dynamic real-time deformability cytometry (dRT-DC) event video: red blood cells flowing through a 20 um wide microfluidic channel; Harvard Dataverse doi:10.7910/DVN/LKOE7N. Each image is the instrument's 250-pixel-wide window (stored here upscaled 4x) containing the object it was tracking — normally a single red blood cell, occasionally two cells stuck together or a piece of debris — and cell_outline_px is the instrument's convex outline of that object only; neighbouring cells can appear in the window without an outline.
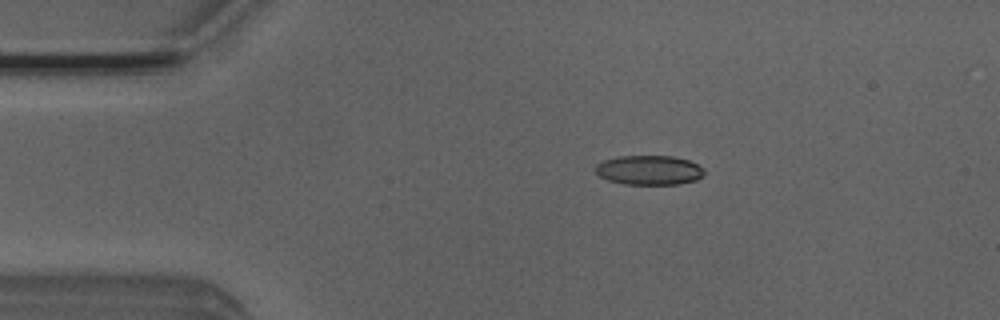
{"species": "Egyptian fruit bat (a non-hibernating species)", "species_latin": "Rousettus aegyptiacus", "temperature_condition": "room temperature", "stored_images_in_passage": 3, "camera_frame_rate_fps": 3000, "um_per_image_px": 0.085, "animal": {"sex": "male"}, "frame": {"image": 1, "passage_image": 1, "time_ms": 0.0, "image_size_px": [1000, 320], "cell_outline_px": [[704, 176], [696, 180], [680, 184], [624, 184], [608, 180], [600, 176], [596, 172], [596, 164], [604, 160], [620, 156], [672, 156], [688, 160], [704, 168]], "centroid_in_image_um": [55.2, 14.46], "position_along_channel_um": 29.8, "area_um2": 18.67}}
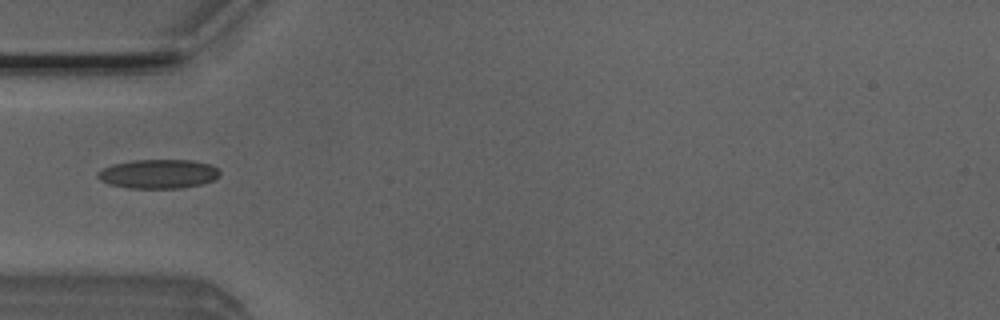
{"frame": {"image": 2, "passage_image": 3, "time_ms": 0.667, "image_size_px": [1000, 320], "cell_outline_px": [[220, 176], [212, 180], [200, 184], [180, 188], [128, 188], [108, 184], [100, 180], [96, 176], [96, 172], [112, 164], [132, 160], [192, 160], [208, 164], [216, 168], [220, 172]], "centroid_in_image_um": [13.41, 14.78], "position_along_channel_um": 71.6, "area_um2": 20.69}}